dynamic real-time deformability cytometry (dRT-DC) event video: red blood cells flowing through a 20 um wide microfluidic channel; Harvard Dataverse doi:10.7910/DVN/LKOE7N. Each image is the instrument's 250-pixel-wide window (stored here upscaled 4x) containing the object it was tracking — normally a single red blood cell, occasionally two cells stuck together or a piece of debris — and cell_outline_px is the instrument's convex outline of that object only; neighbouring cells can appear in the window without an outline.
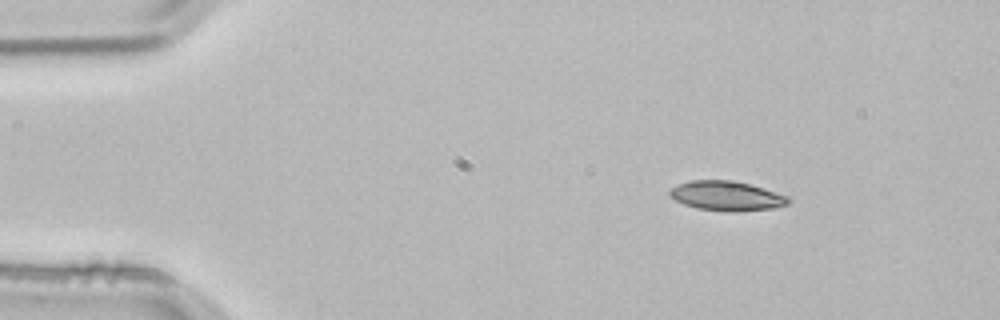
{"species": "common noctule bat (a hibernating species)", "species_latin": "Nyctalus noctula", "temperature_condition": "room temperature", "stored_images_in_passage": 3, "camera_frame_rate_fps": 3000, "um_per_image_px": 0.085, "animal": {"sex": "male", "body_mass_g": 21.5, "forearm_length_mm": 52.0}, "frame": {"image": 1, "passage_image": 1, "time_ms": 0.0, "image_size_px": [1000, 320], "cell_outline_px": [[792, 200], [788, 204], [776, 208], [736, 212], [728, 212], [696, 208], [684, 204], [668, 196], [668, 192], [676, 184], [692, 180], [728, 180], [748, 184], [788, 196]], "centroid_in_image_um": [61.75, 16.67], "position_along_channel_um": 23.3, "area_um2": 20.52}}
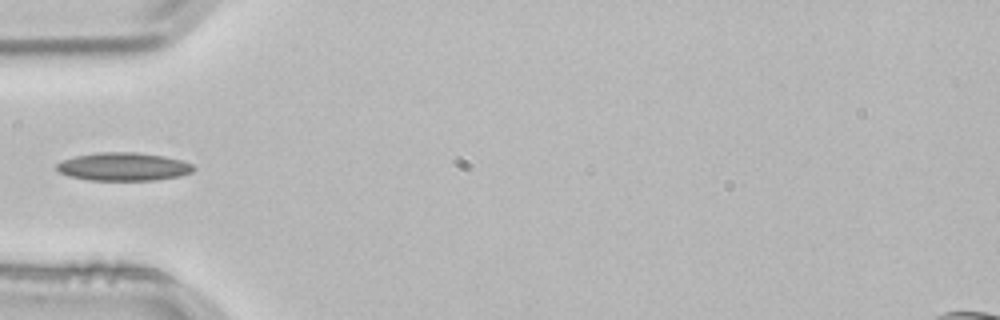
{"frame": {"image": 2, "passage_image": 3, "time_ms": 0.667, "image_size_px": [1000, 320], "cell_outline_px": [[196, 168], [192, 172], [180, 176], [152, 180], [88, 180], [68, 176], [60, 172], [56, 168], [56, 164], [64, 160], [76, 156], [96, 152], [136, 152], [164, 156], [180, 160], [192, 164]], "centroid_in_image_um": [10.49, 14.16], "position_along_channel_um": 74.5, "area_um2": 22.43}}